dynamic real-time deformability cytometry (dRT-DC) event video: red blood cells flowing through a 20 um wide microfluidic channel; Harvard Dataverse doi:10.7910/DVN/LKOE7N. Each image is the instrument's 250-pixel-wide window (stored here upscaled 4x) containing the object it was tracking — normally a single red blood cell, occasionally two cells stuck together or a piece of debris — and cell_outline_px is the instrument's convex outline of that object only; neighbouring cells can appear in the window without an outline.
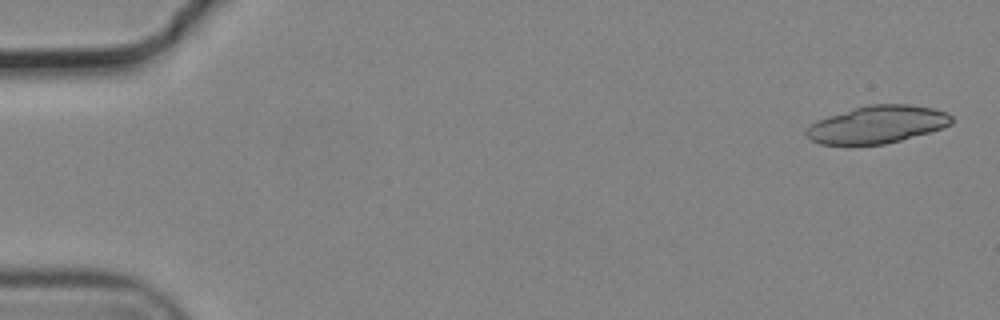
{"species": "common noctule bat (a hibernating species)", "species_latin": "Nyctalus noctula", "temperature_condition": "cold", "stored_images_in_passage": 21, "camera_frame_rate_fps": 3000, "um_per_image_px": 0.085, "animal": {"sex": "male", "body_mass_g": 19.2, "forearm_length_mm": 51.8}, "frame": {"image": 1, "passage_image": 2, "time_ms": 0.333, "image_size_px": [1000, 320], "cell_outline_px": [[952, 124], [928, 132], [900, 140], [884, 144], [820, 144], [812, 140], [804, 132], [812, 124], [828, 116], [868, 104], [908, 104], [932, 108], [948, 112], [952, 116]], "centroid_in_image_um": [74.6, 10.57], "position_along_channel_um": 10.4, "area_um2": 31.27}}